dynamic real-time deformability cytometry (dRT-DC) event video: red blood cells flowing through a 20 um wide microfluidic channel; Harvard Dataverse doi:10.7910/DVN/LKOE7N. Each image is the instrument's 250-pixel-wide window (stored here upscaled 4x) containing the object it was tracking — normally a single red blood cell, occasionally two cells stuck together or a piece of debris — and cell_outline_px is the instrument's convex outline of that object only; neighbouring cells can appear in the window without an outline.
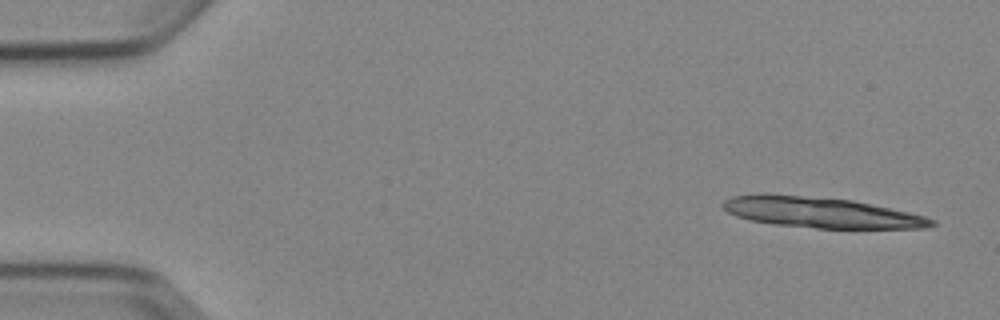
{"species": "Egyptian fruit bat (a non-hibernating species)", "species_latin": "Rousettus aegyptiacus", "temperature_condition": "cold", "stored_images_in_passage": 4, "camera_frame_rate_fps": 3000, "um_per_image_px": 0.085, "animal": {"sex": "female"}, "frame": {"image": 1, "passage_image": 1, "time_ms": 0.0, "image_size_px": [1000, 320], "cell_outline_px": [[936, 224], [924, 228], [816, 228], [776, 224], [752, 220], [736, 216], [728, 212], [720, 204], [724, 200], [732, 196], [764, 192], [852, 200], [908, 212], [924, 216], [936, 220]], "centroid_in_image_um": [69.73, 18.04], "position_along_channel_um": 15.3, "area_um2": 37.17}}